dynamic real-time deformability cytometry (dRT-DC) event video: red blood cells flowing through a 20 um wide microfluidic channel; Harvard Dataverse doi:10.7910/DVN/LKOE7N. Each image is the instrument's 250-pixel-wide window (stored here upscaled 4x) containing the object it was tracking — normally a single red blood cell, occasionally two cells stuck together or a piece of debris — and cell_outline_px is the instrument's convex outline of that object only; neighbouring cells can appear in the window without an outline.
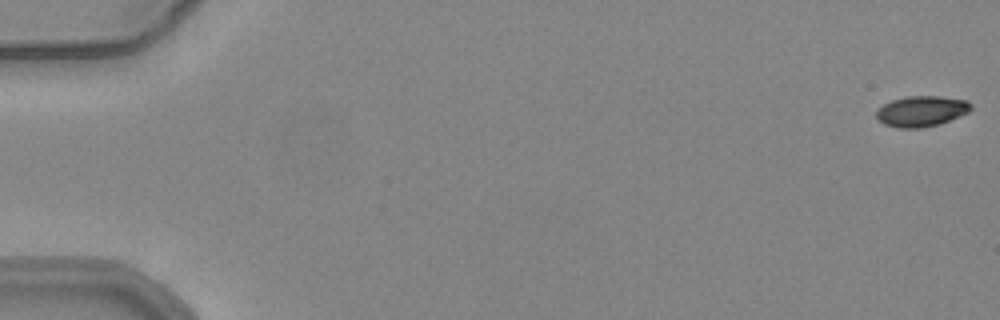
{"species": "common noctule bat (a hibernating species)", "species_latin": "Nyctalus noctula", "temperature_condition": "warm", "stored_images_in_passage": 54, "camera_frame_rate_fps": 3000, "um_per_image_px": 0.085, "animal": {"sex": "female", "body_mass_g": 24.6, "forearm_length_mm": 56.2}, "frame": {"image": 1, "passage_image": 1, "time_ms": 0.0, "image_size_px": [1000, 320], "cell_outline_px": [[972, 108], [968, 112], [940, 124], [920, 128], [900, 128], [884, 124], [876, 116], [876, 112], [884, 104], [892, 100], [908, 96], [940, 96], [968, 100], [972, 104]], "centroid_in_image_um": [78.35, 9.44], "position_along_channel_um": 6.6, "area_um2": 16.82}}
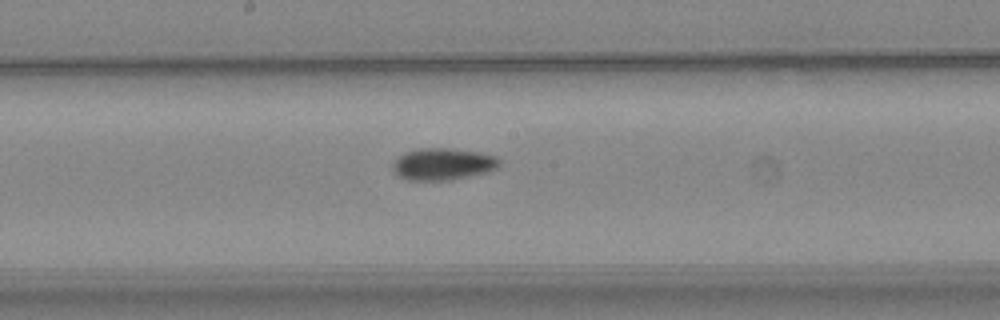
{"frame": {"image": 2, "passage_image": 30, "time_ms": 9.667, "image_size_px": [1000, 320], "cell_outline_px": [[500, 164], [492, 172], [452, 180], [408, 180], [400, 176], [392, 168], [392, 164], [404, 152], [420, 148], [444, 148], [480, 152], [496, 156], [500, 160]], "centroid_in_image_um": [37.7, 13.95], "position_along_channel_um": 210.5, "area_um2": 19.94}}
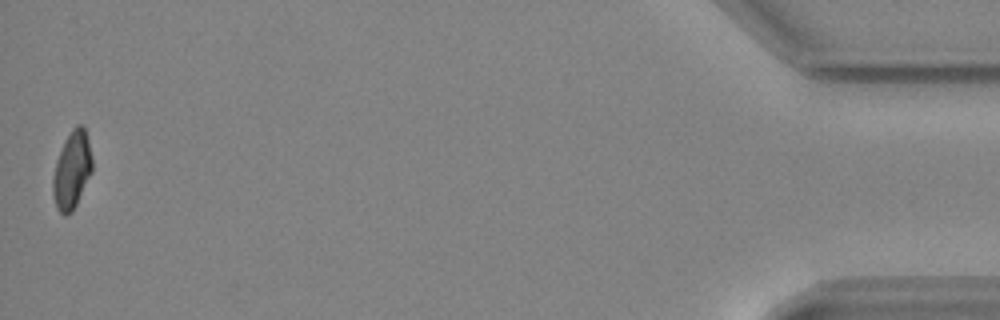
{"frame": {"image": 3, "passage_image": 54, "time_ms": 17.667, "image_size_px": [1000, 320], "cell_outline_px": [[92, 172], [72, 212], [64, 216], [56, 208], [52, 192], [52, 180], [56, 160], [64, 140], [72, 128], [76, 124], [84, 124], [92, 156]], "centroid_in_image_um": [6.11, 14.43], "position_along_channel_um": 429.1, "area_um2": 17.92}, "authors_computed_cell_mechanics": {"area_um2": 18.3226, "velocity_mm_per_s": 3.8938, "shape_relaxation_time_tau1_ms": 7.6547, "shape_relaxation_time_tau2_ms": 8.9366, "deformation_change_tau1": 0.1753, "deformation_change_tau2": 0.1175}}